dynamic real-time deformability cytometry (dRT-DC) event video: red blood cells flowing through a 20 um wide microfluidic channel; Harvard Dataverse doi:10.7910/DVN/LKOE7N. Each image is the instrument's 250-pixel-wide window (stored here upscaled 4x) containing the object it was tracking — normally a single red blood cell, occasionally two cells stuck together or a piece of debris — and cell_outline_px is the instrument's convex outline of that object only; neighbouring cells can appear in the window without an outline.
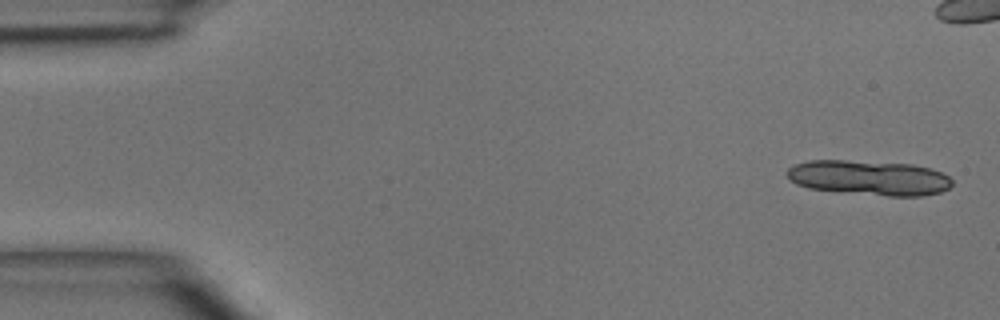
{"species": "common noctule bat (a hibernating species)", "species_latin": "Nyctalus noctula", "temperature_condition": "room temperature", "stored_images_in_passage": 3, "camera_frame_rate_fps": 3000, "um_per_image_px": 0.085, "animal": {"sex": "male", "body_mass_g": 15.6}, "frame": {"image": 1, "passage_image": 1, "time_ms": 0.0, "image_size_px": [1000, 320], "cell_outline_px": [[952, 184], [948, 188], [940, 192], [920, 196], [888, 196], [808, 188], [796, 184], [784, 172], [788, 168], [796, 164], [808, 160], [844, 160], [912, 164], [928, 168], [940, 172], [948, 176], [952, 180]], "centroid_in_image_um": [73.86, 15.1], "position_along_channel_um": 11.1, "area_um2": 33.35}}